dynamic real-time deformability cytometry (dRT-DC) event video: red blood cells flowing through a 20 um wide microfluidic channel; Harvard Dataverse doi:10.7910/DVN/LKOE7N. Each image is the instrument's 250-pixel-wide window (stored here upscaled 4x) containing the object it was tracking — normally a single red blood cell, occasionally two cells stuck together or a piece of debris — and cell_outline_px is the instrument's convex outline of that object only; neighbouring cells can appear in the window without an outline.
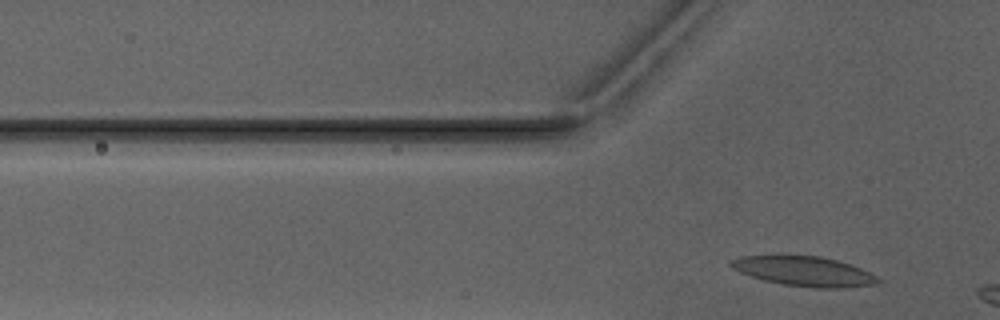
{"species": "Egyptian fruit bat (a non-hibernating species)", "species_latin": "Rousettus aegyptiacus", "temperature_condition": "warm", "stored_images_in_passage": 4, "camera_frame_rate_fps": 3000, "um_per_image_px": 0.085, "animal": {"sex": "male"}, "frame": {"image": 1, "passage_image": 4, "time_ms": 5.0, "image_size_px": [1000, 320], "cell_outline_px": [[880, 280], [872, 284], [844, 288], [816, 288], [784, 284], [764, 280], [740, 272], [732, 268], [728, 264], [728, 260], [740, 256], [820, 256], [836, 260], [860, 268], [876, 276]], "centroid_in_image_um": [68.3, 23.05], "position_along_channel_um": 57.5, "area_um2": 25.03}}